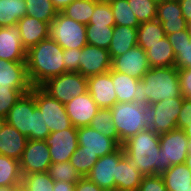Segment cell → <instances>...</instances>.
I'll return each instance as SVG.
<instances>
[{
	"label": "cell",
	"instance_id": "6da1fadb",
	"mask_svg": "<svg viewBox=\"0 0 191 191\" xmlns=\"http://www.w3.org/2000/svg\"><path fill=\"white\" fill-rule=\"evenodd\" d=\"M133 103L148 106L161 100L182 97L178 68L152 67L138 81Z\"/></svg>",
	"mask_w": 191,
	"mask_h": 191
},
{
	"label": "cell",
	"instance_id": "7a4b0ae2",
	"mask_svg": "<svg viewBox=\"0 0 191 191\" xmlns=\"http://www.w3.org/2000/svg\"><path fill=\"white\" fill-rule=\"evenodd\" d=\"M62 59L63 48L50 37L31 47L26 54V67L32 87L68 72Z\"/></svg>",
	"mask_w": 191,
	"mask_h": 191
},
{
	"label": "cell",
	"instance_id": "3957f363",
	"mask_svg": "<svg viewBox=\"0 0 191 191\" xmlns=\"http://www.w3.org/2000/svg\"><path fill=\"white\" fill-rule=\"evenodd\" d=\"M159 136L150 128L140 131L122 144L130 163L144 176L162 175L169 167L161 162Z\"/></svg>",
	"mask_w": 191,
	"mask_h": 191
},
{
	"label": "cell",
	"instance_id": "277c9868",
	"mask_svg": "<svg viewBox=\"0 0 191 191\" xmlns=\"http://www.w3.org/2000/svg\"><path fill=\"white\" fill-rule=\"evenodd\" d=\"M4 120L25 135L28 140H44L50 134L43 115L35 104L34 87L21 96Z\"/></svg>",
	"mask_w": 191,
	"mask_h": 191
},
{
	"label": "cell",
	"instance_id": "5b68a950",
	"mask_svg": "<svg viewBox=\"0 0 191 191\" xmlns=\"http://www.w3.org/2000/svg\"><path fill=\"white\" fill-rule=\"evenodd\" d=\"M110 109L121 145L140 131L149 128V115L146 106L117 102Z\"/></svg>",
	"mask_w": 191,
	"mask_h": 191
},
{
	"label": "cell",
	"instance_id": "8992f818",
	"mask_svg": "<svg viewBox=\"0 0 191 191\" xmlns=\"http://www.w3.org/2000/svg\"><path fill=\"white\" fill-rule=\"evenodd\" d=\"M49 37L63 49H82L87 43L86 25L58 12L50 23Z\"/></svg>",
	"mask_w": 191,
	"mask_h": 191
},
{
	"label": "cell",
	"instance_id": "52a82bcc",
	"mask_svg": "<svg viewBox=\"0 0 191 191\" xmlns=\"http://www.w3.org/2000/svg\"><path fill=\"white\" fill-rule=\"evenodd\" d=\"M39 87L65 105L72 98L87 92V77L68 71L46 80Z\"/></svg>",
	"mask_w": 191,
	"mask_h": 191
},
{
	"label": "cell",
	"instance_id": "ba28073f",
	"mask_svg": "<svg viewBox=\"0 0 191 191\" xmlns=\"http://www.w3.org/2000/svg\"><path fill=\"white\" fill-rule=\"evenodd\" d=\"M182 102L183 97H176L148 105L149 128L158 135L176 129Z\"/></svg>",
	"mask_w": 191,
	"mask_h": 191
},
{
	"label": "cell",
	"instance_id": "9c48e42d",
	"mask_svg": "<svg viewBox=\"0 0 191 191\" xmlns=\"http://www.w3.org/2000/svg\"><path fill=\"white\" fill-rule=\"evenodd\" d=\"M34 98L35 104L40 109L50 133L62 131L73 126L63 103L48 95L40 87H34Z\"/></svg>",
	"mask_w": 191,
	"mask_h": 191
},
{
	"label": "cell",
	"instance_id": "30bf717a",
	"mask_svg": "<svg viewBox=\"0 0 191 191\" xmlns=\"http://www.w3.org/2000/svg\"><path fill=\"white\" fill-rule=\"evenodd\" d=\"M161 162L169 168L172 165L184 164L187 157L188 138L182 129H173L159 136Z\"/></svg>",
	"mask_w": 191,
	"mask_h": 191
},
{
	"label": "cell",
	"instance_id": "8fae6325",
	"mask_svg": "<svg viewBox=\"0 0 191 191\" xmlns=\"http://www.w3.org/2000/svg\"><path fill=\"white\" fill-rule=\"evenodd\" d=\"M51 163L48 145L44 140H27L19 160L22 175L47 172Z\"/></svg>",
	"mask_w": 191,
	"mask_h": 191
},
{
	"label": "cell",
	"instance_id": "7c38bea8",
	"mask_svg": "<svg viewBox=\"0 0 191 191\" xmlns=\"http://www.w3.org/2000/svg\"><path fill=\"white\" fill-rule=\"evenodd\" d=\"M124 155V148L120 146L115 152L100 157L86 177L105 191H115L114 176Z\"/></svg>",
	"mask_w": 191,
	"mask_h": 191
},
{
	"label": "cell",
	"instance_id": "4fadbf2b",
	"mask_svg": "<svg viewBox=\"0 0 191 191\" xmlns=\"http://www.w3.org/2000/svg\"><path fill=\"white\" fill-rule=\"evenodd\" d=\"M48 145L52 163L70 161L78 148L77 128L71 127L62 131L51 132L44 139Z\"/></svg>",
	"mask_w": 191,
	"mask_h": 191
},
{
	"label": "cell",
	"instance_id": "5bb4252c",
	"mask_svg": "<svg viewBox=\"0 0 191 191\" xmlns=\"http://www.w3.org/2000/svg\"><path fill=\"white\" fill-rule=\"evenodd\" d=\"M77 139L78 145L83 147V151L97 154L99 158L115 152L122 146L119 139L108 138L90 126L78 127Z\"/></svg>",
	"mask_w": 191,
	"mask_h": 191
},
{
	"label": "cell",
	"instance_id": "9a60e30c",
	"mask_svg": "<svg viewBox=\"0 0 191 191\" xmlns=\"http://www.w3.org/2000/svg\"><path fill=\"white\" fill-rule=\"evenodd\" d=\"M78 73L85 77L103 74L112 68V59L107 49L86 44L81 49Z\"/></svg>",
	"mask_w": 191,
	"mask_h": 191
},
{
	"label": "cell",
	"instance_id": "2e32d148",
	"mask_svg": "<svg viewBox=\"0 0 191 191\" xmlns=\"http://www.w3.org/2000/svg\"><path fill=\"white\" fill-rule=\"evenodd\" d=\"M150 68L146 51L138 45L112 60L114 71L127 74L137 80H141Z\"/></svg>",
	"mask_w": 191,
	"mask_h": 191
},
{
	"label": "cell",
	"instance_id": "e0dca14e",
	"mask_svg": "<svg viewBox=\"0 0 191 191\" xmlns=\"http://www.w3.org/2000/svg\"><path fill=\"white\" fill-rule=\"evenodd\" d=\"M64 106L73 127L76 128L89 126L100 109L88 91L72 98Z\"/></svg>",
	"mask_w": 191,
	"mask_h": 191
},
{
	"label": "cell",
	"instance_id": "ac0fdd59",
	"mask_svg": "<svg viewBox=\"0 0 191 191\" xmlns=\"http://www.w3.org/2000/svg\"><path fill=\"white\" fill-rule=\"evenodd\" d=\"M87 91L99 108H111L117 103V95L111 78V69L103 74L87 78Z\"/></svg>",
	"mask_w": 191,
	"mask_h": 191
},
{
	"label": "cell",
	"instance_id": "d6986e66",
	"mask_svg": "<svg viewBox=\"0 0 191 191\" xmlns=\"http://www.w3.org/2000/svg\"><path fill=\"white\" fill-rule=\"evenodd\" d=\"M0 87H11L18 91H31L26 61L0 59Z\"/></svg>",
	"mask_w": 191,
	"mask_h": 191
},
{
	"label": "cell",
	"instance_id": "ffe728a7",
	"mask_svg": "<svg viewBox=\"0 0 191 191\" xmlns=\"http://www.w3.org/2000/svg\"><path fill=\"white\" fill-rule=\"evenodd\" d=\"M26 54L17 24L0 27V59L26 61Z\"/></svg>",
	"mask_w": 191,
	"mask_h": 191
},
{
	"label": "cell",
	"instance_id": "44dd1931",
	"mask_svg": "<svg viewBox=\"0 0 191 191\" xmlns=\"http://www.w3.org/2000/svg\"><path fill=\"white\" fill-rule=\"evenodd\" d=\"M156 19L162 24L165 35L188 27L178 0H163L158 3Z\"/></svg>",
	"mask_w": 191,
	"mask_h": 191
},
{
	"label": "cell",
	"instance_id": "7402d4cb",
	"mask_svg": "<svg viewBox=\"0 0 191 191\" xmlns=\"http://www.w3.org/2000/svg\"><path fill=\"white\" fill-rule=\"evenodd\" d=\"M20 30L22 45L26 51L40 41L49 38L50 25L34 17L25 15L17 22Z\"/></svg>",
	"mask_w": 191,
	"mask_h": 191
},
{
	"label": "cell",
	"instance_id": "603a6c76",
	"mask_svg": "<svg viewBox=\"0 0 191 191\" xmlns=\"http://www.w3.org/2000/svg\"><path fill=\"white\" fill-rule=\"evenodd\" d=\"M27 140L25 135L4 122L0 130V155L20 160Z\"/></svg>",
	"mask_w": 191,
	"mask_h": 191
},
{
	"label": "cell",
	"instance_id": "cb8c5ba5",
	"mask_svg": "<svg viewBox=\"0 0 191 191\" xmlns=\"http://www.w3.org/2000/svg\"><path fill=\"white\" fill-rule=\"evenodd\" d=\"M143 177L124 155L117 164L115 191H137Z\"/></svg>",
	"mask_w": 191,
	"mask_h": 191
},
{
	"label": "cell",
	"instance_id": "d4e9b609",
	"mask_svg": "<svg viewBox=\"0 0 191 191\" xmlns=\"http://www.w3.org/2000/svg\"><path fill=\"white\" fill-rule=\"evenodd\" d=\"M137 44V28L115 25L112 40L108 48L110 58L123 55Z\"/></svg>",
	"mask_w": 191,
	"mask_h": 191
},
{
	"label": "cell",
	"instance_id": "484cf974",
	"mask_svg": "<svg viewBox=\"0 0 191 191\" xmlns=\"http://www.w3.org/2000/svg\"><path fill=\"white\" fill-rule=\"evenodd\" d=\"M151 46L150 49L146 50L147 60L151 68L175 66L174 50L166 36Z\"/></svg>",
	"mask_w": 191,
	"mask_h": 191
},
{
	"label": "cell",
	"instance_id": "4316f807",
	"mask_svg": "<svg viewBox=\"0 0 191 191\" xmlns=\"http://www.w3.org/2000/svg\"><path fill=\"white\" fill-rule=\"evenodd\" d=\"M161 176L168 191H187L191 187V170L185 164L172 165Z\"/></svg>",
	"mask_w": 191,
	"mask_h": 191
},
{
	"label": "cell",
	"instance_id": "83f0119b",
	"mask_svg": "<svg viewBox=\"0 0 191 191\" xmlns=\"http://www.w3.org/2000/svg\"><path fill=\"white\" fill-rule=\"evenodd\" d=\"M165 36L162 24L157 19L141 23L137 28V44L145 51Z\"/></svg>",
	"mask_w": 191,
	"mask_h": 191
},
{
	"label": "cell",
	"instance_id": "f1b7e54d",
	"mask_svg": "<svg viewBox=\"0 0 191 191\" xmlns=\"http://www.w3.org/2000/svg\"><path fill=\"white\" fill-rule=\"evenodd\" d=\"M111 78L117 95V102L133 103L136 85L139 80L111 68Z\"/></svg>",
	"mask_w": 191,
	"mask_h": 191
},
{
	"label": "cell",
	"instance_id": "f546056e",
	"mask_svg": "<svg viewBox=\"0 0 191 191\" xmlns=\"http://www.w3.org/2000/svg\"><path fill=\"white\" fill-rule=\"evenodd\" d=\"M25 15V0H0V27L16 25Z\"/></svg>",
	"mask_w": 191,
	"mask_h": 191
},
{
	"label": "cell",
	"instance_id": "4dcf8cb0",
	"mask_svg": "<svg viewBox=\"0 0 191 191\" xmlns=\"http://www.w3.org/2000/svg\"><path fill=\"white\" fill-rule=\"evenodd\" d=\"M22 182L19 160L0 155V186L17 185Z\"/></svg>",
	"mask_w": 191,
	"mask_h": 191
},
{
	"label": "cell",
	"instance_id": "1f68e13d",
	"mask_svg": "<svg viewBox=\"0 0 191 191\" xmlns=\"http://www.w3.org/2000/svg\"><path fill=\"white\" fill-rule=\"evenodd\" d=\"M25 2L27 16L34 17L49 25L56 18L58 11L51 0H25Z\"/></svg>",
	"mask_w": 191,
	"mask_h": 191
},
{
	"label": "cell",
	"instance_id": "d6a6232c",
	"mask_svg": "<svg viewBox=\"0 0 191 191\" xmlns=\"http://www.w3.org/2000/svg\"><path fill=\"white\" fill-rule=\"evenodd\" d=\"M94 0H74L62 13L73 20L87 25L95 10Z\"/></svg>",
	"mask_w": 191,
	"mask_h": 191
},
{
	"label": "cell",
	"instance_id": "836d02e7",
	"mask_svg": "<svg viewBox=\"0 0 191 191\" xmlns=\"http://www.w3.org/2000/svg\"><path fill=\"white\" fill-rule=\"evenodd\" d=\"M114 26L106 25H86V37L89 45L97 46L99 48L107 49L110 46Z\"/></svg>",
	"mask_w": 191,
	"mask_h": 191
},
{
	"label": "cell",
	"instance_id": "e575fe53",
	"mask_svg": "<svg viewBox=\"0 0 191 191\" xmlns=\"http://www.w3.org/2000/svg\"><path fill=\"white\" fill-rule=\"evenodd\" d=\"M89 126L108 138L119 139L110 108H100Z\"/></svg>",
	"mask_w": 191,
	"mask_h": 191
},
{
	"label": "cell",
	"instance_id": "d590c367",
	"mask_svg": "<svg viewBox=\"0 0 191 191\" xmlns=\"http://www.w3.org/2000/svg\"><path fill=\"white\" fill-rule=\"evenodd\" d=\"M110 7L112 9L116 25L138 28L139 22L128 4V0H114Z\"/></svg>",
	"mask_w": 191,
	"mask_h": 191
},
{
	"label": "cell",
	"instance_id": "8d00e7d4",
	"mask_svg": "<svg viewBox=\"0 0 191 191\" xmlns=\"http://www.w3.org/2000/svg\"><path fill=\"white\" fill-rule=\"evenodd\" d=\"M98 159L97 154L83 151V147L78 146L70 157V163L75 167L81 177H86Z\"/></svg>",
	"mask_w": 191,
	"mask_h": 191
},
{
	"label": "cell",
	"instance_id": "74e56055",
	"mask_svg": "<svg viewBox=\"0 0 191 191\" xmlns=\"http://www.w3.org/2000/svg\"><path fill=\"white\" fill-rule=\"evenodd\" d=\"M47 172L54 181L76 183L81 178L70 161L51 163Z\"/></svg>",
	"mask_w": 191,
	"mask_h": 191
},
{
	"label": "cell",
	"instance_id": "f35d334b",
	"mask_svg": "<svg viewBox=\"0 0 191 191\" xmlns=\"http://www.w3.org/2000/svg\"><path fill=\"white\" fill-rule=\"evenodd\" d=\"M128 4L139 24L156 20L157 2L153 0H128Z\"/></svg>",
	"mask_w": 191,
	"mask_h": 191
},
{
	"label": "cell",
	"instance_id": "ab89813d",
	"mask_svg": "<svg viewBox=\"0 0 191 191\" xmlns=\"http://www.w3.org/2000/svg\"><path fill=\"white\" fill-rule=\"evenodd\" d=\"M22 182L30 191H53L54 180L48 172H38L22 175Z\"/></svg>",
	"mask_w": 191,
	"mask_h": 191
},
{
	"label": "cell",
	"instance_id": "60d3db41",
	"mask_svg": "<svg viewBox=\"0 0 191 191\" xmlns=\"http://www.w3.org/2000/svg\"><path fill=\"white\" fill-rule=\"evenodd\" d=\"M30 91H18L11 87H0V117L5 118L12 106L21 98L23 94Z\"/></svg>",
	"mask_w": 191,
	"mask_h": 191
},
{
	"label": "cell",
	"instance_id": "b9f144b4",
	"mask_svg": "<svg viewBox=\"0 0 191 191\" xmlns=\"http://www.w3.org/2000/svg\"><path fill=\"white\" fill-rule=\"evenodd\" d=\"M88 24L115 26L116 23L110 4L96 3L94 13Z\"/></svg>",
	"mask_w": 191,
	"mask_h": 191
},
{
	"label": "cell",
	"instance_id": "7bdbcfd3",
	"mask_svg": "<svg viewBox=\"0 0 191 191\" xmlns=\"http://www.w3.org/2000/svg\"><path fill=\"white\" fill-rule=\"evenodd\" d=\"M175 55V66L178 69L191 68V41L183 46H172Z\"/></svg>",
	"mask_w": 191,
	"mask_h": 191
},
{
	"label": "cell",
	"instance_id": "ee69618b",
	"mask_svg": "<svg viewBox=\"0 0 191 191\" xmlns=\"http://www.w3.org/2000/svg\"><path fill=\"white\" fill-rule=\"evenodd\" d=\"M137 191H168L161 175L144 176Z\"/></svg>",
	"mask_w": 191,
	"mask_h": 191
},
{
	"label": "cell",
	"instance_id": "f6af8a7d",
	"mask_svg": "<svg viewBox=\"0 0 191 191\" xmlns=\"http://www.w3.org/2000/svg\"><path fill=\"white\" fill-rule=\"evenodd\" d=\"M81 49H63V62L65 69L70 72L79 71Z\"/></svg>",
	"mask_w": 191,
	"mask_h": 191
},
{
	"label": "cell",
	"instance_id": "bcb514c9",
	"mask_svg": "<svg viewBox=\"0 0 191 191\" xmlns=\"http://www.w3.org/2000/svg\"><path fill=\"white\" fill-rule=\"evenodd\" d=\"M182 97L191 99V68L178 69Z\"/></svg>",
	"mask_w": 191,
	"mask_h": 191
},
{
	"label": "cell",
	"instance_id": "7dc6e473",
	"mask_svg": "<svg viewBox=\"0 0 191 191\" xmlns=\"http://www.w3.org/2000/svg\"><path fill=\"white\" fill-rule=\"evenodd\" d=\"M191 127V99L183 98L182 108L178 115L177 128Z\"/></svg>",
	"mask_w": 191,
	"mask_h": 191
},
{
	"label": "cell",
	"instance_id": "c3c4849f",
	"mask_svg": "<svg viewBox=\"0 0 191 191\" xmlns=\"http://www.w3.org/2000/svg\"><path fill=\"white\" fill-rule=\"evenodd\" d=\"M172 46H183L191 41V35L187 29L176 31L172 34L166 35Z\"/></svg>",
	"mask_w": 191,
	"mask_h": 191
},
{
	"label": "cell",
	"instance_id": "681fc988",
	"mask_svg": "<svg viewBox=\"0 0 191 191\" xmlns=\"http://www.w3.org/2000/svg\"><path fill=\"white\" fill-rule=\"evenodd\" d=\"M75 191H105L87 177H81L76 182Z\"/></svg>",
	"mask_w": 191,
	"mask_h": 191
},
{
	"label": "cell",
	"instance_id": "f907efd6",
	"mask_svg": "<svg viewBox=\"0 0 191 191\" xmlns=\"http://www.w3.org/2000/svg\"><path fill=\"white\" fill-rule=\"evenodd\" d=\"M182 14L187 23L191 22V0H178Z\"/></svg>",
	"mask_w": 191,
	"mask_h": 191
},
{
	"label": "cell",
	"instance_id": "816d5d0a",
	"mask_svg": "<svg viewBox=\"0 0 191 191\" xmlns=\"http://www.w3.org/2000/svg\"><path fill=\"white\" fill-rule=\"evenodd\" d=\"M76 183L54 181L53 191H75Z\"/></svg>",
	"mask_w": 191,
	"mask_h": 191
},
{
	"label": "cell",
	"instance_id": "f5cc1de1",
	"mask_svg": "<svg viewBox=\"0 0 191 191\" xmlns=\"http://www.w3.org/2000/svg\"><path fill=\"white\" fill-rule=\"evenodd\" d=\"M74 0H51L53 6L58 12H62Z\"/></svg>",
	"mask_w": 191,
	"mask_h": 191
},
{
	"label": "cell",
	"instance_id": "db71d44e",
	"mask_svg": "<svg viewBox=\"0 0 191 191\" xmlns=\"http://www.w3.org/2000/svg\"><path fill=\"white\" fill-rule=\"evenodd\" d=\"M187 146V157L184 164L191 170V139H188Z\"/></svg>",
	"mask_w": 191,
	"mask_h": 191
},
{
	"label": "cell",
	"instance_id": "11a10c76",
	"mask_svg": "<svg viewBox=\"0 0 191 191\" xmlns=\"http://www.w3.org/2000/svg\"><path fill=\"white\" fill-rule=\"evenodd\" d=\"M14 191H30V190L27 188V186L23 182H20L19 184L15 186Z\"/></svg>",
	"mask_w": 191,
	"mask_h": 191
},
{
	"label": "cell",
	"instance_id": "9f6ffc18",
	"mask_svg": "<svg viewBox=\"0 0 191 191\" xmlns=\"http://www.w3.org/2000/svg\"><path fill=\"white\" fill-rule=\"evenodd\" d=\"M16 185L0 186V191H14Z\"/></svg>",
	"mask_w": 191,
	"mask_h": 191
},
{
	"label": "cell",
	"instance_id": "6f0895ef",
	"mask_svg": "<svg viewBox=\"0 0 191 191\" xmlns=\"http://www.w3.org/2000/svg\"><path fill=\"white\" fill-rule=\"evenodd\" d=\"M185 135L187 136L188 139H191V127H185L183 129Z\"/></svg>",
	"mask_w": 191,
	"mask_h": 191
},
{
	"label": "cell",
	"instance_id": "680465c9",
	"mask_svg": "<svg viewBox=\"0 0 191 191\" xmlns=\"http://www.w3.org/2000/svg\"><path fill=\"white\" fill-rule=\"evenodd\" d=\"M97 3L111 4L114 0H94Z\"/></svg>",
	"mask_w": 191,
	"mask_h": 191
},
{
	"label": "cell",
	"instance_id": "91938a15",
	"mask_svg": "<svg viewBox=\"0 0 191 191\" xmlns=\"http://www.w3.org/2000/svg\"><path fill=\"white\" fill-rule=\"evenodd\" d=\"M4 122H5L4 118H3V117H0V130H1L2 125H3Z\"/></svg>",
	"mask_w": 191,
	"mask_h": 191
},
{
	"label": "cell",
	"instance_id": "94428289",
	"mask_svg": "<svg viewBox=\"0 0 191 191\" xmlns=\"http://www.w3.org/2000/svg\"><path fill=\"white\" fill-rule=\"evenodd\" d=\"M187 28H188V31H189V33L191 35V22L188 23V27Z\"/></svg>",
	"mask_w": 191,
	"mask_h": 191
},
{
	"label": "cell",
	"instance_id": "6125c7cd",
	"mask_svg": "<svg viewBox=\"0 0 191 191\" xmlns=\"http://www.w3.org/2000/svg\"><path fill=\"white\" fill-rule=\"evenodd\" d=\"M154 2H157V3H160L162 2L163 0H153Z\"/></svg>",
	"mask_w": 191,
	"mask_h": 191
}]
</instances>
